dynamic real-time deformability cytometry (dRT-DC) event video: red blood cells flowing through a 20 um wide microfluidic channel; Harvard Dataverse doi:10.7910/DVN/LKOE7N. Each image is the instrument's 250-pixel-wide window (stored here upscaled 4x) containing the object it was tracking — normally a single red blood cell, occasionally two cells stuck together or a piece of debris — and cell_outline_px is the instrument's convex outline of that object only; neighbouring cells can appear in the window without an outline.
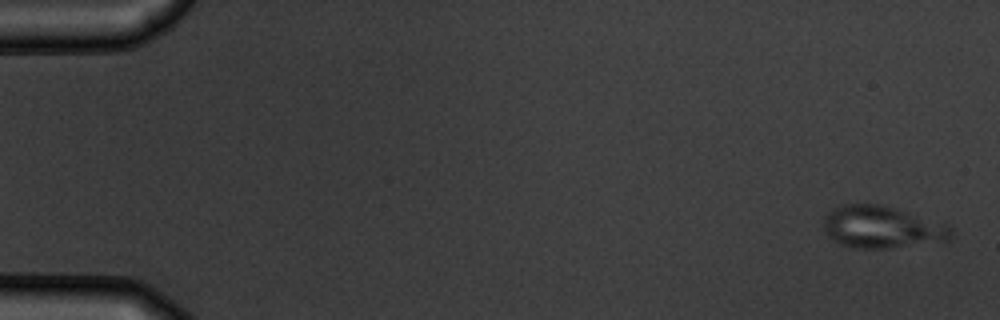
{"species": "common noctule bat (a hibernating species)", "species_latin": "Nyctalus noctula", "temperature_condition": "warm", "stored_images_in_passage": 5, "camera_frame_rate_fps": 3000, "um_per_image_px": 0.085, "animal": {"sex": "male", "body_mass_g": 19.5, "forearm_length_mm": 54.6}, "frame": {"image": 1, "passage_image": 1, "time_ms": 0.0, "image_size_px": [1000, 320], "cell_outline_px": [[952, 236], [948, 240], [888, 248], [852, 248], [840, 244], [832, 240], [828, 236], [824, 228], [824, 216], [832, 208], [844, 204], [880, 204], [896, 208], [944, 224], [952, 228]], "centroid_in_image_um": [74.9, 19.3], "position_along_channel_um": 10.1, "area_um2": 31.1}}